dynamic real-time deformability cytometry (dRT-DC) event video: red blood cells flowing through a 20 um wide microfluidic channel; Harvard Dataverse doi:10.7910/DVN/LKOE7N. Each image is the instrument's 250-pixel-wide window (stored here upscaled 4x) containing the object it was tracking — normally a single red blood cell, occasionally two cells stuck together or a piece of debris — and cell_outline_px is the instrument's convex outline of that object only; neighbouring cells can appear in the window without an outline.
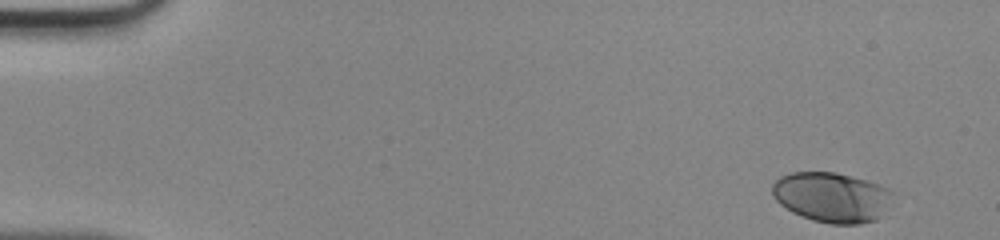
{"species": "human", "species_latin": "Homo sapiens", "temperature_condition": "room temperature", "stored_images_in_passage": 46, "camera_frame_rate_fps": 3000, "um_per_image_px": 0.085, "donor": {"sex": "male"}, "frame": {"image": 1, "passage_image": 1, "time_ms": 0.0, "image_size_px": [1000, 240], "cell_outline_px": [[892, 192], [876, 220], [860, 224], [832, 224], [812, 220], [800, 216], [792, 212], [780, 204], [772, 196], [772, 184], [780, 176], [792, 172], [836, 172], [868, 180], [880, 184], [888, 188]], "centroid_in_image_um": [70.63, 16.75], "position_along_channel_um": 14.4, "area_um2": 34.85}}
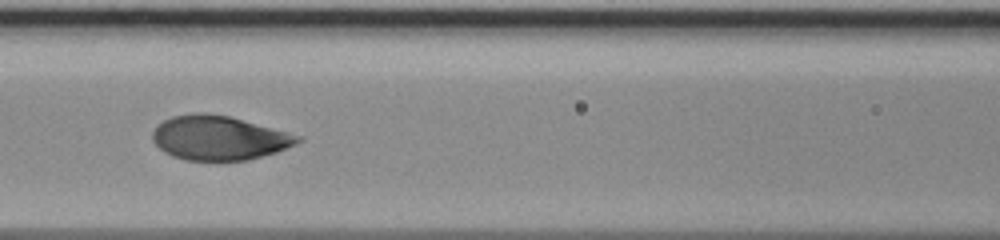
{"frame": {"image": 2, "passage_image": 20, "time_ms": 6.333, "image_size_px": [1000, 240], "cell_outline_px": [[304, 140], [296, 144], [276, 152], [248, 160], [184, 160], [172, 156], [164, 152], [152, 140], [152, 132], [164, 120], [172, 116], [192, 112], [204, 112], [228, 116], [304, 136]], "centroid_in_image_um": [18.63, 11.71], "position_along_channel_um": 148.0, "area_um2": 37.51}}
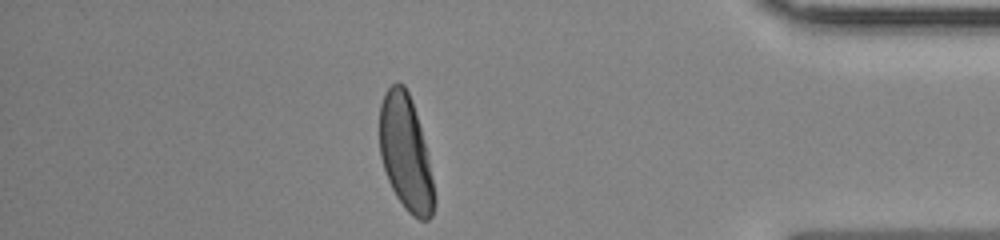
{"frame": {"image": 3, "passage_image": 40, "time_ms": 13.0, "image_size_px": [1000, 240], "cell_outline_px": [[436, 200], [432, 216], [428, 220], [420, 220], [412, 216], [404, 208], [396, 196], [388, 180], [380, 156], [380, 104], [384, 92], [396, 80], [404, 84], [408, 92], [420, 128], [428, 160]], "centroid_in_image_um": [34.46, 13.03], "position_along_channel_um": 400.7, "area_um2": 36.3}}